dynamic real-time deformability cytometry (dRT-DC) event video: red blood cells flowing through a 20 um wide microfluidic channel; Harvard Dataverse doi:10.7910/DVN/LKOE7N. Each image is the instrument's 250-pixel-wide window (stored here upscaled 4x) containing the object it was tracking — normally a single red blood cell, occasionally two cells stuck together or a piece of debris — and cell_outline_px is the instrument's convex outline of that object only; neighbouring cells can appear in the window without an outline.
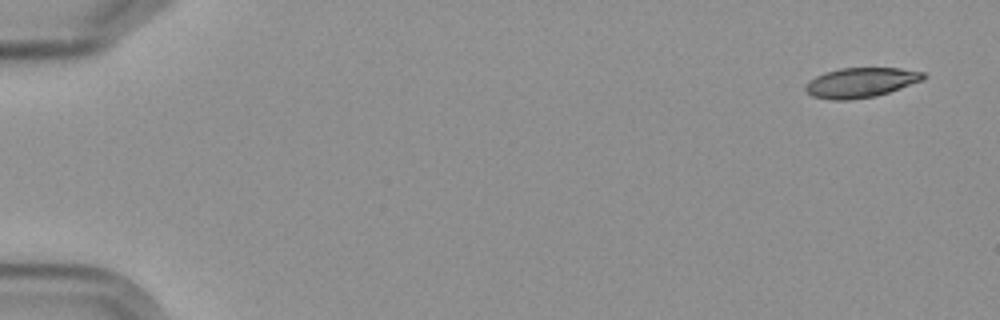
{"species": "Egyptian fruit bat (a non-hibernating species)", "species_latin": "Rousettus aegyptiacus", "temperature_condition": "cold", "stored_images_in_passage": 5, "camera_frame_rate_fps": 3000, "um_per_image_px": 0.085, "frame": {"image": 1, "passage_image": 1, "time_ms": 0.0, "image_size_px": [1000, 320], "cell_outline_px": [[928, 76], [924, 80], [876, 96], [848, 100], [832, 100], [812, 96], [804, 88], [804, 84], [808, 80], [824, 72], [840, 68], [900, 68], [924, 72]], "centroid_in_image_um": [73.16, 7.01], "position_along_channel_um": 11.8, "area_um2": 20.63}}
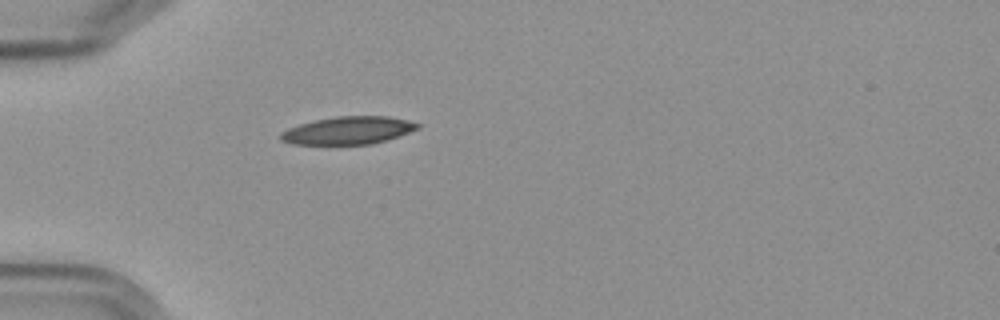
{"frame": {"image": 2, "passage_image": 5, "time_ms": 5.0, "image_size_px": [1000, 320], "cell_outline_px": [[420, 128], [372, 144], [292, 144], [280, 140], [280, 132], [288, 128], [312, 120], [336, 116], [388, 116], [408, 120], [420, 124]], "centroid_in_image_um": [29.55, 11.08], "position_along_channel_um": 55.4, "area_um2": 22.02}}